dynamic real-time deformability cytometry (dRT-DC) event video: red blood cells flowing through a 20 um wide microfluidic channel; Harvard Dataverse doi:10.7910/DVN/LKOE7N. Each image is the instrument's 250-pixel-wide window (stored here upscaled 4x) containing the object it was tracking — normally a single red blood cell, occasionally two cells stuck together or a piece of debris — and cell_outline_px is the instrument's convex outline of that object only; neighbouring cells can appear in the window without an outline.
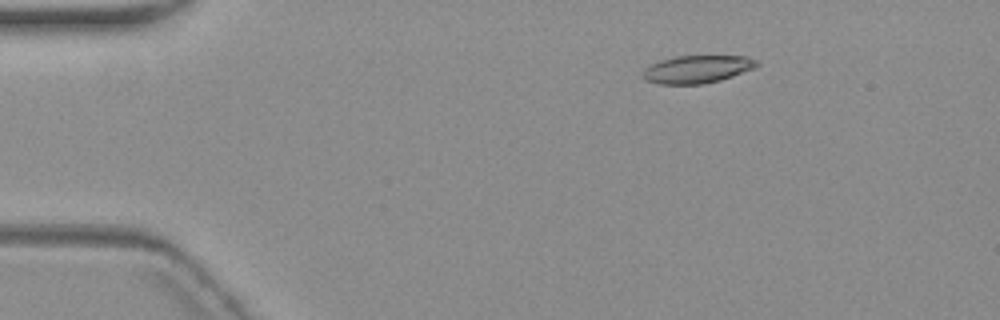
{"species": "common noctule bat (a hibernating species)", "species_latin": "Nyctalus noctula", "temperature_condition": "warm", "stored_images_in_passage": 6, "segment_of_instrument_passage": [1, 2], "camera_frame_rate_fps": 3000, "um_per_image_px": 0.085, "animal": {"sex": "female", "body_mass_g": 19.3, "forearm_length_mm": 54.1}, "frame": {"image": 1, "passage_image": 3, "time_ms": 2.333, "image_size_px": [1000, 320], "cell_outline_px": [[760, 64], [752, 68], [732, 76], [720, 80], [700, 84], [656, 84], [644, 80], [640, 76], [644, 68], [660, 60], [676, 56], [744, 56], [756, 60]], "centroid_in_image_um": [59.17, 5.89], "position_along_channel_um": 25.8, "area_um2": 18.38}}